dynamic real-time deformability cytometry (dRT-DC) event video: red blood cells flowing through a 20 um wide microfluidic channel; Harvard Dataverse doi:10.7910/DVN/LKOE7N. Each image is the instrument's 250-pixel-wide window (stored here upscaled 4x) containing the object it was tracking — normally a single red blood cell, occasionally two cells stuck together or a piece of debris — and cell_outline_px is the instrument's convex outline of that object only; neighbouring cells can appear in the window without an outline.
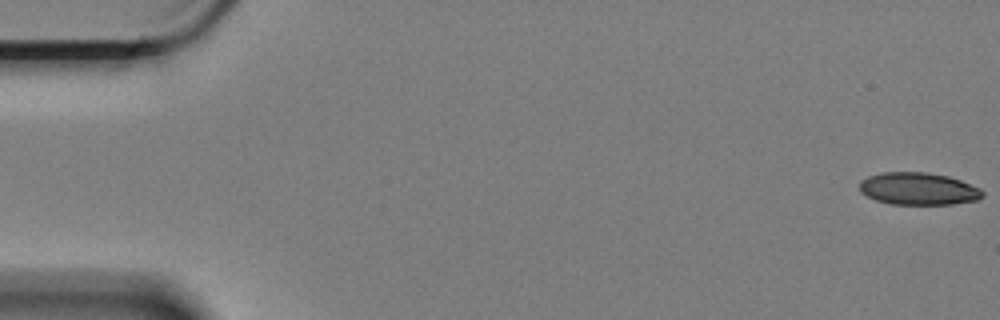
{"species": "Egyptian fruit bat (a non-hibernating species)", "species_latin": "Rousettus aegyptiacus", "temperature_condition": "cold", "stored_images_in_passage": 15, "camera_frame_rate_fps": 3000, "um_per_image_px": 0.085, "animal": {"sex": "female"}, "frame": {"image": 1, "passage_image": 1, "time_ms": 0.0, "image_size_px": [1000, 320], "cell_outline_px": [[984, 196], [976, 200], [952, 204], [892, 204], [876, 200], [860, 192], [860, 180], [868, 176], [880, 172], [928, 172], [948, 176], [960, 180], [980, 188], [984, 192]], "centroid_in_image_um": [78.06, 16.03], "position_along_channel_um": 6.9, "area_um2": 23.24}}
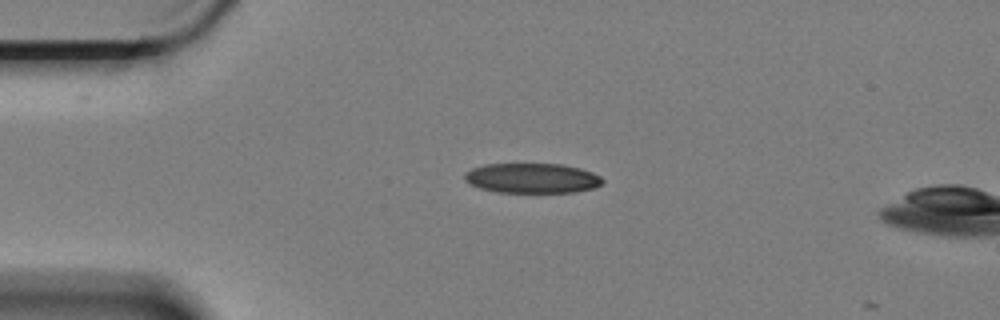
{"frame": {"image": 2, "passage_image": 14, "time_ms": 4.333, "image_size_px": [1000, 320], "cell_outline_px": [[604, 184], [592, 188], [576, 192], [496, 192], [480, 188], [468, 184], [464, 180], [464, 172], [472, 168], [484, 164], [564, 164], [580, 168], [592, 172], [600, 176], [604, 180]], "centroid_in_image_um": [45.21, 15.14], "position_along_channel_um": 39.8, "area_um2": 24.28}}